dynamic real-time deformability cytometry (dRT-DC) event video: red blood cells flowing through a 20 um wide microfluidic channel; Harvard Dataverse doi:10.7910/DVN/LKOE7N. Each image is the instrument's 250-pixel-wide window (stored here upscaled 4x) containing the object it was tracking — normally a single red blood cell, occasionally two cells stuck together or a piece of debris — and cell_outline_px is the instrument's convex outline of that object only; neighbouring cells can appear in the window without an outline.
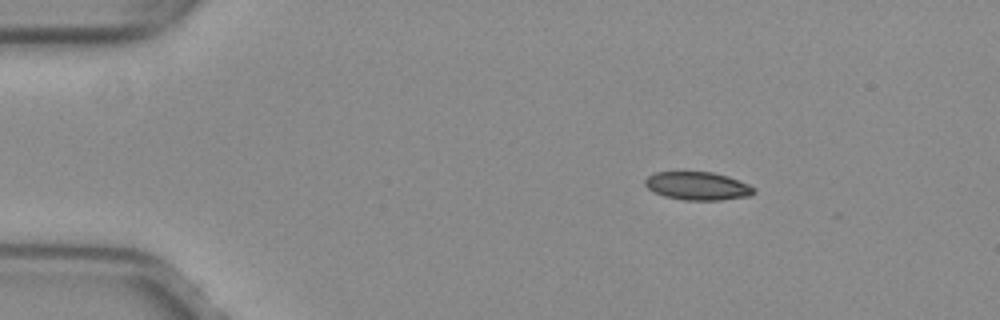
{"species": "common noctule bat (a hibernating species)", "species_latin": "Nyctalus noctula", "temperature_condition": "warm", "stored_images_in_passage": 9, "camera_frame_rate_fps": 3000, "um_per_image_px": 0.085, "animal": {"sex": "female", "body_mass_g": 29.2, "forearm_length_mm": 56.3}, "frame": {"image": 1, "passage_image": 1, "time_ms": 0.0, "image_size_px": [1000, 320], "cell_outline_px": [[756, 192], [748, 196], [720, 200], [684, 200], [664, 196], [648, 188], [644, 184], [644, 180], [648, 176], [656, 172], [712, 172], [728, 176], [748, 184], [756, 188]], "centroid_in_image_um": [59.31, 15.8], "position_along_channel_um": 25.7, "area_um2": 17.8}}